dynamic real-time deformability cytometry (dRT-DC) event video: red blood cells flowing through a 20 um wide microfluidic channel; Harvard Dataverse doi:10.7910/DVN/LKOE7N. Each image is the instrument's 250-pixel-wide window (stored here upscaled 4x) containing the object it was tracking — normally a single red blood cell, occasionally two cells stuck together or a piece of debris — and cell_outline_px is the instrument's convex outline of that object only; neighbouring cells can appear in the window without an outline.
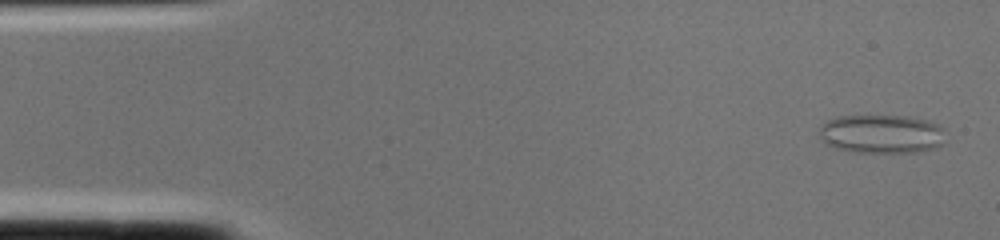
{"species": "common noctule bat (a hibernating species)", "species_latin": "Nyctalus noctula", "temperature_condition": "cold", "stored_images_in_passage": 2, "camera_frame_rate_fps": 3000, "um_per_image_px": 0.085, "animal": {"sex": "female", "body_mass_g": 22.0, "forearm_length_mm": 56.7}, "frame": {"image": 1, "passage_image": 1, "time_ms": 0.0, "image_size_px": [1000, 240], "cell_outline_px": [[944, 144], [936, 148], [920, 152], [848, 152], [824, 144], [816, 132], [828, 120], [836, 116], [908, 116], [928, 120], [940, 124], [944, 128]], "centroid_in_image_um": [74.94, 11.39], "position_along_channel_um": 10.1, "area_um2": 29.13}}
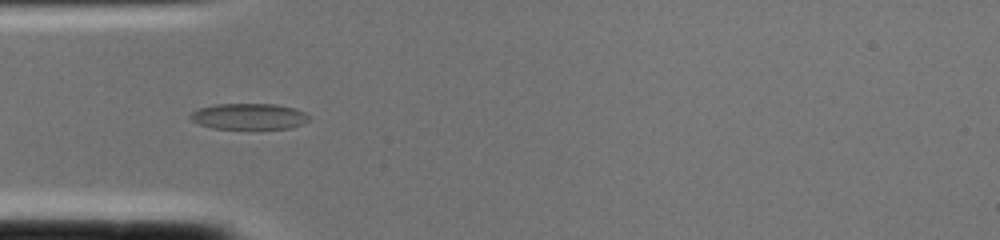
{"frame": {"image": 2, "passage_image": 2, "time_ms": 0.333, "image_size_px": [1000, 240], "cell_outline_px": [[308, 120], [304, 124], [292, 128], [212, 128], [200, 124], [192, 120], [188, 116], [192, 112], [200, 108], [216, 104], [276, 104], [292, 108], [304, 112], [308, 116]], "centroid_in_image_um": [21.16, 9.89], "position_along_channel_um": 63.8, "area_um2": 17.74}}